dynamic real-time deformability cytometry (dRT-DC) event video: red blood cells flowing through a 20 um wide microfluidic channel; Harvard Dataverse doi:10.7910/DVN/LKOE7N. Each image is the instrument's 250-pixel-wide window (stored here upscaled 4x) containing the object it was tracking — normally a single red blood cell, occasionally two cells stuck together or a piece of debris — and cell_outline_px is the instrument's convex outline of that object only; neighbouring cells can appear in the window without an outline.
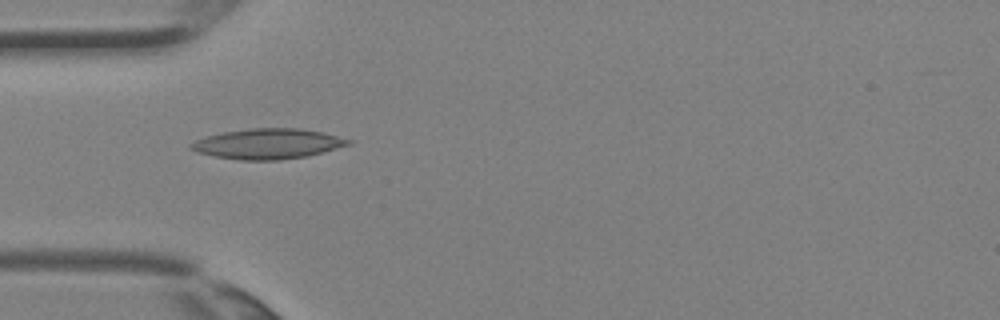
{"species": "Egyptian fruit bat (a non-hibernating species)", "species_latin": "Rousettus aegyptiacus", "temperature_condition": "room temperature", "stored_images_in_passage": 4, "camera_frame_rate_fps": 3000, "um_per_image_px": 0.085, "animal": {"sex": "female"}, "frame": {"image": 1, "passage_image": 4, "time_ms": 1.0, "image_size_px": [1000, 320], "cell_outline_px": [[352, 144], [304, 156], [280, 160], [240, 160], [216, 156], [200, 152], [188, 148], [188, 144], [196, 140], [208, 136], [224, 132], [252, 128], [300, 128], [320, 132], [352, 140]], "centroid_in_image_um": [22.75, 12.22], "position_along_channel_um": 62.3, "area_um2": 27.28}}